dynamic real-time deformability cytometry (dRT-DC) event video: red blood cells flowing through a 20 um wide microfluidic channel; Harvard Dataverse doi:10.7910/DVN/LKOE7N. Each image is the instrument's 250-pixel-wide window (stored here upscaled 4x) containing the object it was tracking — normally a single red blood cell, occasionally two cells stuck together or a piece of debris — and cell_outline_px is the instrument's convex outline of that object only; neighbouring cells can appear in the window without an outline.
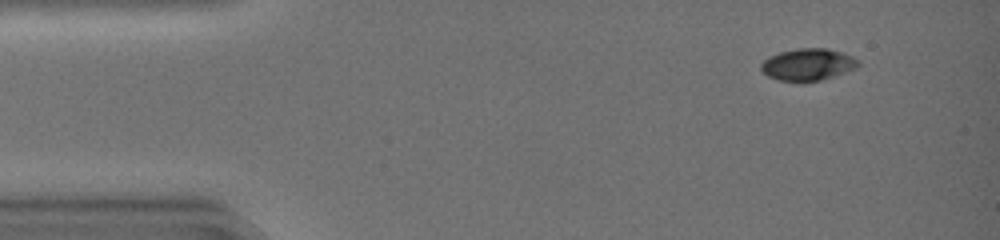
{"species": "common noctule bat (a hibernating species)", "species_latin": "Nyctalus noctula", "temperature_condition": "warm", "stored_images_in_passage": 46, "camera_frame_rate_fps": 3000, "um_per_image_px": 0.085, "animal": {"sex": "female", "body_mass_g": 19.0, "forearm_length_mm": 51.5}, "frame": {"image": 1, "passage_image": 5, "time_ms": 1.333, "image_size_px": [1000, 240], "cell_outline_px": [[860, 64], [856, 68], [820, 80], [804, 84], [776, 80], [768, 76], [760, 68], [760, 64], [768, 56], [780, 52], [796, 48], [824, 48], [844, 52], [860, 60]], "centroid_in_image_um": [68.65, 5.5], "position_along_channel_um": 16.4, "area_um2": 18.55}}
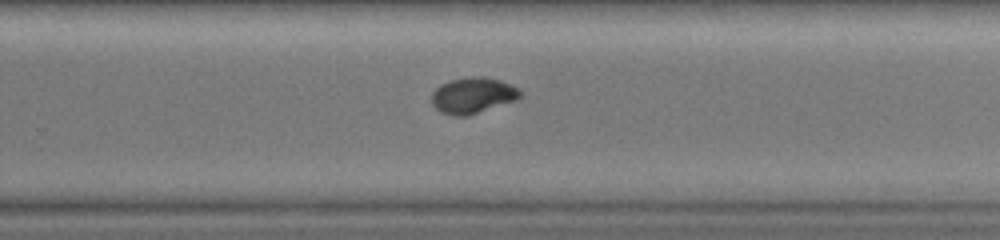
{"frame": {"image": 2, "passage_image": 31, "time_ms": 10.0, "image_size_px": [1000, 240], "cell_outline_px": [[524, 92], [516, 100], [464, 116], [456, 116], [440, 112], [432, 104], [432, 92], [440, 84], [448, 80], [464, 76], [484, 76], [500, 80], [512, 84]], "centroid_in_image_um": [40.19, 8.07], "position_along_channel_um": 289.6, "area_um2": 18.67}}
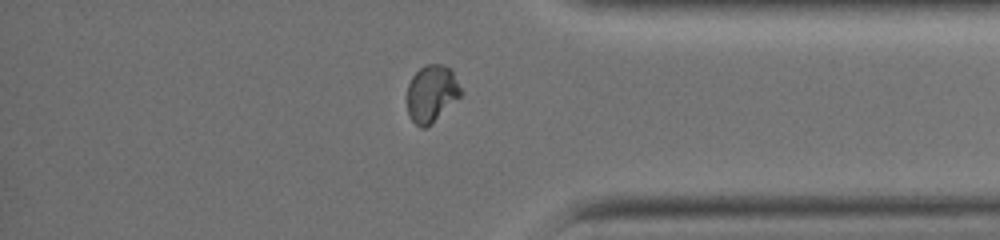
{"frame": {"image": 3, "passage_image": 39, "time_ms": 12.667, "image_size_px": [1000, 240], "cell_outline_px": [[460, 96], [432, 124], [424, 128], [420, 128], [412, 120], [408, 112], [408, 84], [412, 76], [420, 68], [428, 64], [444, 64], [452, 72], [460, 88]], "centroid_in_image_um": [36.66, 7.96], "position_along_channel_um": 398.5, "area_um2": 17.51}, "authors_computed_cell_mechanics": {"area_um2": 18.6405, "velocity_mm_per_s": 4.2276, "shape_relaxation_time_tau1_ms": 4.9298, "shape_relaxation_time_tau2_ms": 1.5886, "deformation_change_tau1": 0.1969, "deformation_change_tau2": 0.0269}}